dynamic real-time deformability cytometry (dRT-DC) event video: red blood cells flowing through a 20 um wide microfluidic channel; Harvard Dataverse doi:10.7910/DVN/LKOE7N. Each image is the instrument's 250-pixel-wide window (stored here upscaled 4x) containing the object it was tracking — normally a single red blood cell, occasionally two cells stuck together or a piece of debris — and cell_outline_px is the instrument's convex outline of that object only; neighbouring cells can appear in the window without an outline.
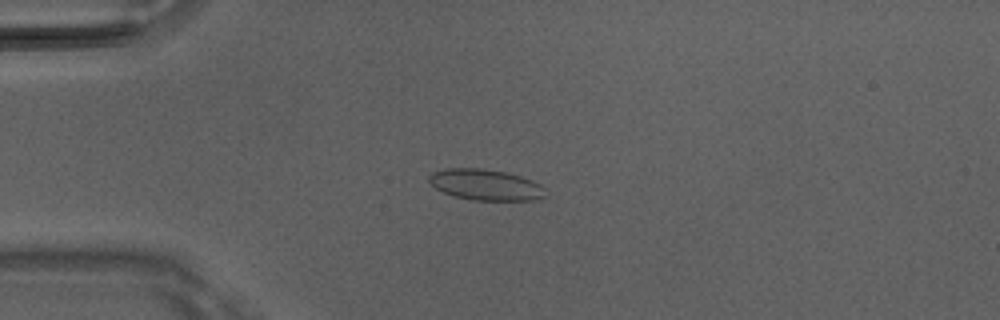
{"species": "Egyptian fruit bat (a non-hibernating species)", "species_latin": "Rousettus aegyptiacus", "temperature_condition": "room temperature", "stored_images_in_passage": 7, "camera_frame_rate_fps": 3000, "um_per_image_px": 0.085, "animal": {"sex": "male"}, "frame": {"image": 1, "passage_image": 4, "time_ms": 1.0, "image_size_px": [1000, 320], "cell_outline_px": [[548, 196], [536, 200], [472, 200], [452, 196], [436, 188], [428, 180], [428, 176], [432, 172], [448, 168], [480, 168], [504, 172], [520, 176], [532, 180], [540, 184], [544, 188]], "centroid_in_image_um": [41.29, 15.71], "position_along_channel_um": 43.7, "area_um2": 21.1}}